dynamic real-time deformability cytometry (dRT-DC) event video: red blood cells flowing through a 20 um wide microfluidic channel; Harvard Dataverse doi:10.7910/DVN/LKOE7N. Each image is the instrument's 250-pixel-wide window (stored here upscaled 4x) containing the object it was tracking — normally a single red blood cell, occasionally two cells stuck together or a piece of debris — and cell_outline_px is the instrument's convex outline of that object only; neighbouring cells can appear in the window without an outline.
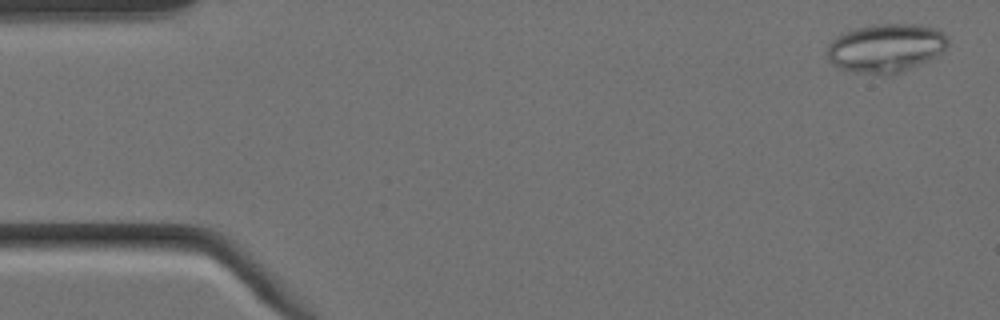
{"species": "Egyptian fruit bat (a non-hibernating species)", "species_latin": "Rousettus aegyptiacus", "temperature_condition": "cold", "stored_images_in_passage": 5, "camera_frame_rate_fps": 3000, "um_per_image_px": 0.085, "animal": {"sex": "female"}, "frame": {"image": 1, "passage_image": 5, "time_ms": 1.333, "image_size_px": [1000, 320], "cell_outline_px": [[948, 44], [944, 52], [928, 60], [892, 76], [884, 76], [856, 72], [840, 68], [832, 64], [828, 60], [828, 44], [840, 32], [872, 24], [916, 24], [940, 28], [944, 32], [948, 40]], "centroid_in_image_um": [75.31, 4.08], "position_along_channel_um": 9.7, "area_um2": 34.8}}